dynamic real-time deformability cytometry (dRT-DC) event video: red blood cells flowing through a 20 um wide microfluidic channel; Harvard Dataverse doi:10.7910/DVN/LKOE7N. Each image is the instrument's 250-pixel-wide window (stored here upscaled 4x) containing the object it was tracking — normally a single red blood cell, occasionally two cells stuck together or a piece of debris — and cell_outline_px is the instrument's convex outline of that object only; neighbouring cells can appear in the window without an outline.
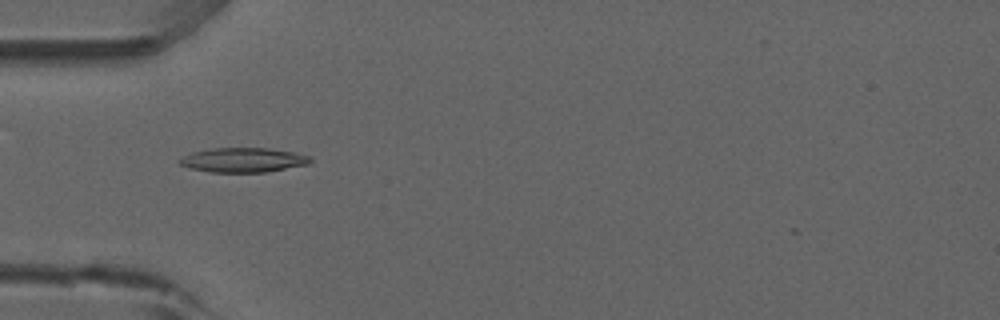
{"species": "common noctule bat (a hibernating species)", "species_latin": "Nyctalus noctula", "temperature_condition": "room temperature", "stored_images_in_passage": 32, "camera_frame_rate_fps": 3000, "um_per_image_px": 0.085, "animal": {"sex": "male", "forearm_length_mm": 52.5}, "frame": {"image": 1, "passage_image": 1, "time_ms": 0.0, "image_size_px": [1000, 320], "cell_outline_px": [[312, 160], [308, 164], [264, 172], [212, 172], [192, 168], [180, 164], [180, 160], [184, 156], [192, 152], [212, 148], [268, 148], [296, 152], [312, 156]], "centroid_in_image_um": [20.73, 13.59], "position_along_channel_um": 64.3, "area_um2": 18.5}}
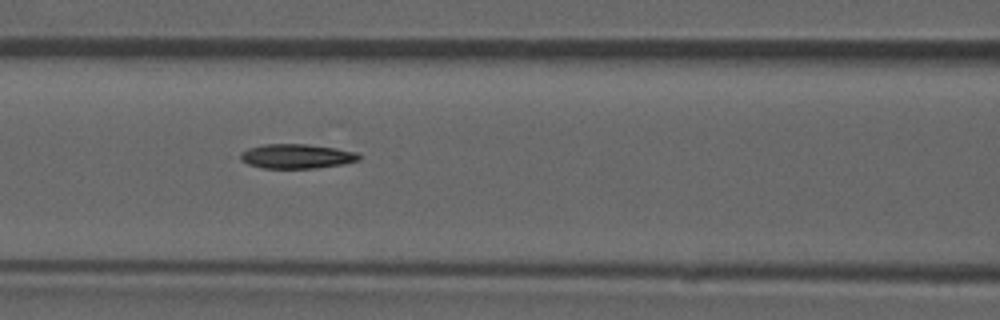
{"frame": {"image": 2, "passage_image": 7, "time_ms": 2.0, "image_size_px": [1000, 320], "cell_outline_px": [[360, 160], [344, 164], [316, 168], [264, 168], [248, 164], [240, 160], [240, 152], [248, 148], [264, 144], [308, 144], [336, 148], [360, 152]], "centroid_in_image_um": [25.24, 13.28], "position_along_channel_um": 141.4, "area_um2": 17.11}}
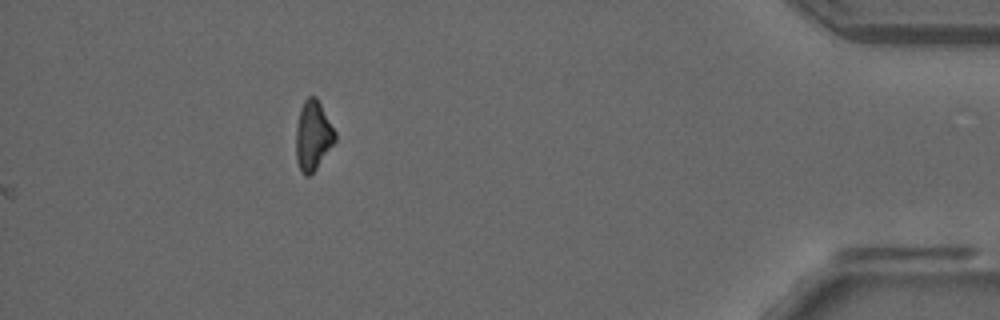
{"frame": {"image": 3, "passage_image": 32, "time_ms": 10.333, "image_size_px": [1000, 320], "cell_outline_px": [[336, 140], [316, 168], [308, 176], [304, 176], [300, 172], [296, 160], [296, 128], [300, 108], [304, 100], [308, 96], [316, 96], [336, 132]], "centroid_in_image_um": [26.59, 11.52], "position_along_channel_um": 408.6, "area_um2": 15.84}}